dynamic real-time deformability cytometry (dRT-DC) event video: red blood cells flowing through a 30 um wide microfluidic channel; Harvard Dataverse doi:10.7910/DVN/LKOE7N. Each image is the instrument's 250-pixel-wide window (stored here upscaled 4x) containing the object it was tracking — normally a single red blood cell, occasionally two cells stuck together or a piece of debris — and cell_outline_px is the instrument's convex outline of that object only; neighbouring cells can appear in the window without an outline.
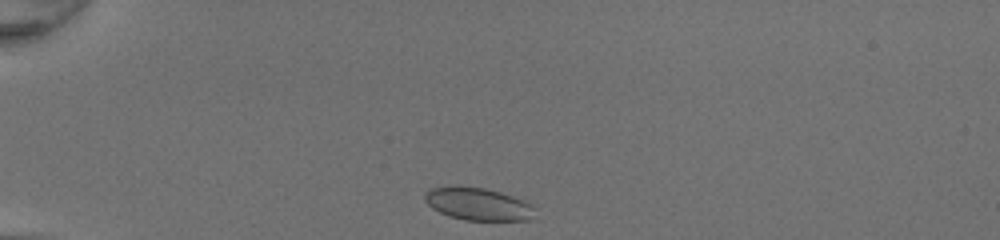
{"species": "common noctule bat (a hibernating species)", "species_latin": "Nyctalus noctula", "temperature_condition": "room temperature", "stored_images_in_passage": 31, "camera_frame_rate_fps": 3000, "um_per_image_px": 0.085, "animal": {"sex": "female", "body_mass_g": 20.0, "forearm_length_mm": 54.0}, "frame": {"image": 1, "passage_image": 1, "time_ms": 0.0, "image_size_px": [1000, 240], "cell_outline_px": [[536, 220], [464, 220], [448, 216], [432, 208], [424, 200], [424, 196], [432, 188], [456, 184], [460, 184], [484, 188], [500, 192], [524, 200], [532, 204], [536, 208]], "centroid_in_image_um": [40.68, 17.33], "position_along_channel_um": 44.3, "area_um2": 21.44}}
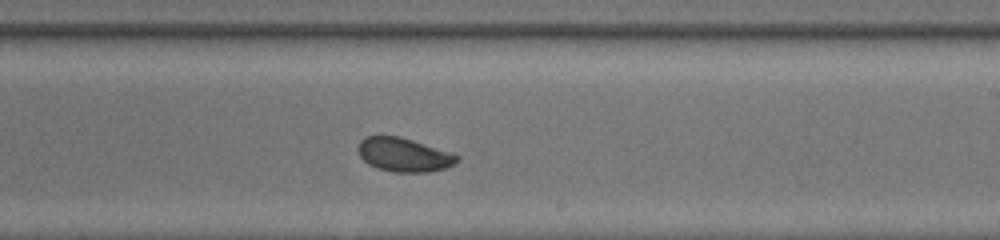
{"frame": {"image": 2, "passage_image": 19, "time_ms": 6.0, "image_size_px": [1000, 240], "cell_outline_px": [[460, 160], [444, 168], [428, 172], [392, 172], [376, 168], [368, 164], [360, 156], [356, 148], [360, 140], [364, 136], [400, 136], [452, 152], [460, 156]], "centroid_in_image_um": [34.31, 13.15], "position_along_channel_um": 254.7, "area_um2": 19.71}}
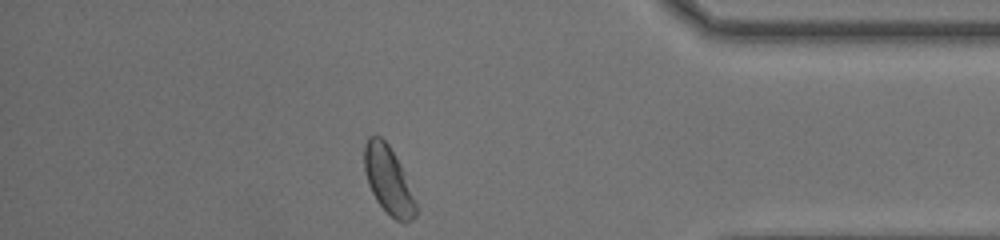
{"frame": {"image": 3, "passage_image": 31, "time_ms": 10.0, "image_size_px": [1000, 240], "cell_outline_px": [[416, 216], [412, 220], [404, 224], [396, 220], [376, 200], [368, 184], [364, 168], [364, 144], [368, 136], [380, 136], [388, 144], [400, 164], [416, 204]], "centroid_in_image_um": [32.99, 15.31], "position_along_channel_um": 402.2, "area_um2": 19.94}, "authors_computed_cell_mechanics": {"area_um2": 20.1144, "velocity_mm_per_s": 4.2915, "shape_relaxation_time_tau1_ms": 11.3826, "shape_relaxation_time_tau2_ms": null, "deformation_change_tau1": 0.1665, "deformation_change_tau2": null}}